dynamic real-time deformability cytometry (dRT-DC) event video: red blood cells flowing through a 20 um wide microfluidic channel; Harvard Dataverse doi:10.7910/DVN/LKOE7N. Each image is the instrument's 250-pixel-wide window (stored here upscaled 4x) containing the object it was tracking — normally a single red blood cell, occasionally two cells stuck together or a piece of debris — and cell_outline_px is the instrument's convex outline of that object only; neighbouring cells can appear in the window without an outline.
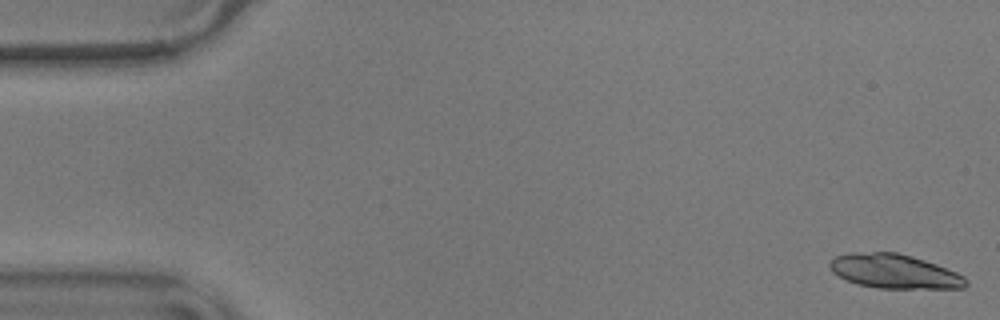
{"species": "common noctule bat (a hibernating species)", "species_latin": "Nyctalus noctula", "temperature_condition": "warm", "stored_images_in_passage": 55, "camera_frame_rate_fps": 3000, "um_per_image_px": 0.085, "animal": {"sex": "male", "body_mass_g": 17.9}, "frame": {"image": 1, "passage_image": 1, "time_ms": 0.0, "image_size_px": [1000, 320], "cell_outline_px": [[968, 284], [964, 288], [880, 288], [856, 284], [832, 272], [828, 264], [836, 256], [852, 252], [896, 252], [912, 256], [936, 264], [956, 272], [964, 276], [968, 280]], "centroid_in_image_um": [76.03, 23.06], "position_along_channel_um": 9.0, "area_um2": 27.05}, "authors_computed_cell_mechanics": {"area_um2": 16.9932, "velocity_mm_per_s": 3.5602, "shape_relaxation_time_tau1_ms": 3.458, "shape_relaxation_time_tau2_ms": 8.9278, "deformation_change_tau1": 0.1519, "deformation_change_tau2": 0.1567}}